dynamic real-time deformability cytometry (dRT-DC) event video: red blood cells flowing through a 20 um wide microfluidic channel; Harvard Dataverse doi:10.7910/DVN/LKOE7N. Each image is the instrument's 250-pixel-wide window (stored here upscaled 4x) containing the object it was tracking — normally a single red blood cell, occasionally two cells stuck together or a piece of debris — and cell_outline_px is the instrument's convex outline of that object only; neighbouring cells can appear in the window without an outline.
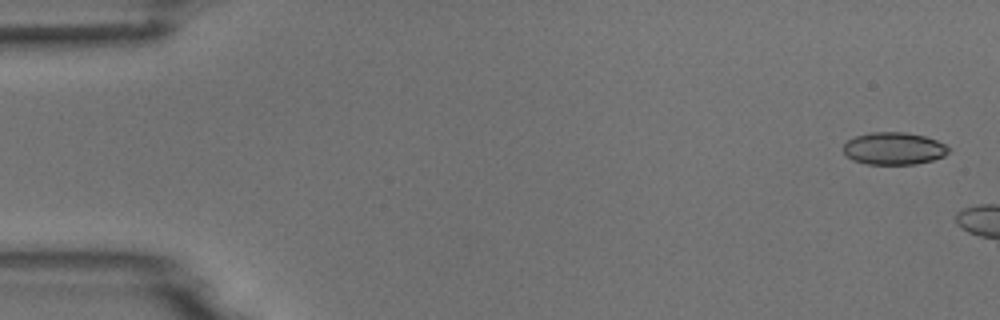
{"species": "common noctule bat (a hibernating species)", "species_latin": "Nyctalus noctula", "temperature_condition": "room temperature", "stored_images_in_passage": 3, "camera_frame_rate_fps": 3000, "um_per_image_px": 0.085, "animal": {"sex": "male", "body_mass_g": 18.8}, "frame": {"image": 1, "passage_image": 1, "time_ms": 0.0, "image_size_px": [1000, 320], "cell_outline_px": [[948, 152], [944, 156], [932, 160], [916, 164], [868, 164], [852, 160], [844, 152], [844, 144], [848, 140], [856, 136], [868, 132], [904, 132], [924, 136], [936, 140], [944, 144], [948, 148]], "centroid_in_image_um": [75.96, 12.62], "position_along_channel_um": 9.0, "area_um2": 19.71}}